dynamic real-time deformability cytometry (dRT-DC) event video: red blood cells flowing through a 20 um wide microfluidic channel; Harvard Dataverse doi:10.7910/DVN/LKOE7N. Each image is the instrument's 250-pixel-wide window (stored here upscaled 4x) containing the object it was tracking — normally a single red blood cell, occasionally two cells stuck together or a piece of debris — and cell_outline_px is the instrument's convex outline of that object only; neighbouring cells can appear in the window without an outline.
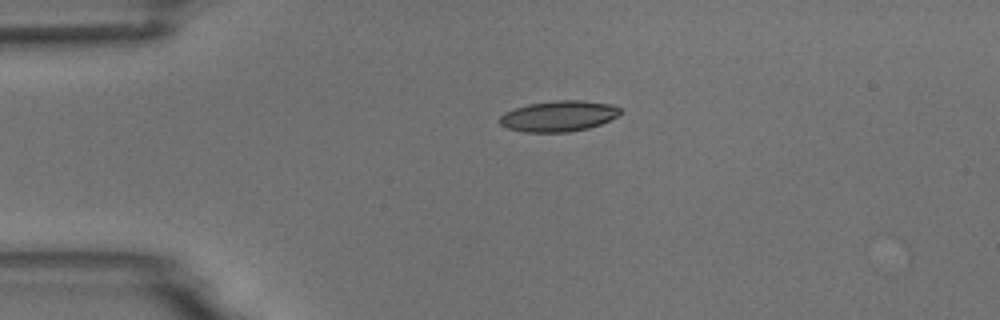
{"species": "common noctule bat (a hibernating species)", "species_latin": "Nyctalus noctula", "temperature_condition": "room temperature", "stored_images_in_passage": 2, "camera_frame_rate_fps": 3000, "um_per_image_px": 0.085, "animal": {"sex": "male", "body_mass_g": 18.8}, "frame": {"image": 1, "passage_image": 1, "time_ms": 0.0, "image_size_px": [1000, 320], "cell_outline_px": [[624, 112], [600, 124], [588, 128], [568, 132], [524, 132], [508, 128], [500, 124], [500, 116], [504, 112], [528, 104], [556, 100], [580, 100], [612, 104], [620, 108]], "centroid_in_image_um": [47.49, 9.86], "position_along_channel_um": 37.5, "area_um2": 21.56}}